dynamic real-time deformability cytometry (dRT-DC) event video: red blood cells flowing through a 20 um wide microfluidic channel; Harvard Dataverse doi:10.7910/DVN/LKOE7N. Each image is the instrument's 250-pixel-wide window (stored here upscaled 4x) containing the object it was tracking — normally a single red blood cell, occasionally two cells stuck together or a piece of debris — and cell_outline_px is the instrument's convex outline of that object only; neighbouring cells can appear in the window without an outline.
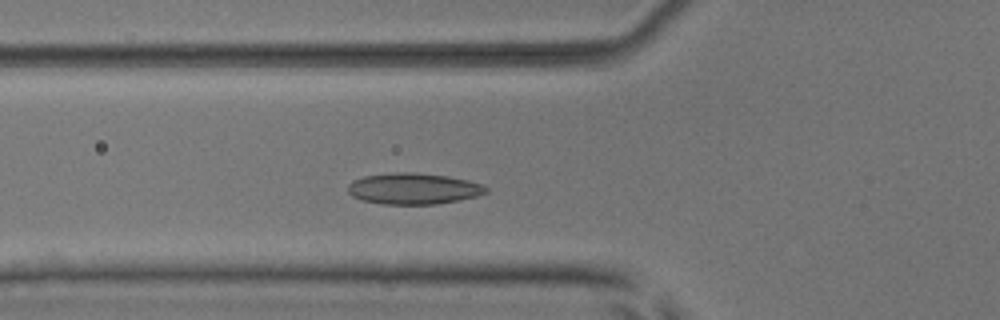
{"species": "common noctule bat (a hibernating species)", "species_latin": "Nyctalus noctula", "temperature_condition": "room temperature", "stored_images_in_passage": 40, "camera_frame_rate_fps": 3000, "um_per_image_px": 0.085, "animal": {"sex": "male", "body_mass_g": 17.9, "forearm_length_mm": 54.2}, "frame": {"image": 1, "passage_image": 6, "time_ms": 1.667, "image_size_px": [1000, 320], "cell_outline_px": [[488, 192], [476, 196], [460, 200], [436, 204], [380, 204], [360, 200], [352, 196], [348, 192], [348, 184], [352, 180], [364, 176], [396, 172], [416, 172], [448, 176], [468, 180], [484, 184], [488, 188]], "centroid_in_image_um": [35.14, 16.03], "position_along_channel_um": 90.7, "area_um2": 25.37}}
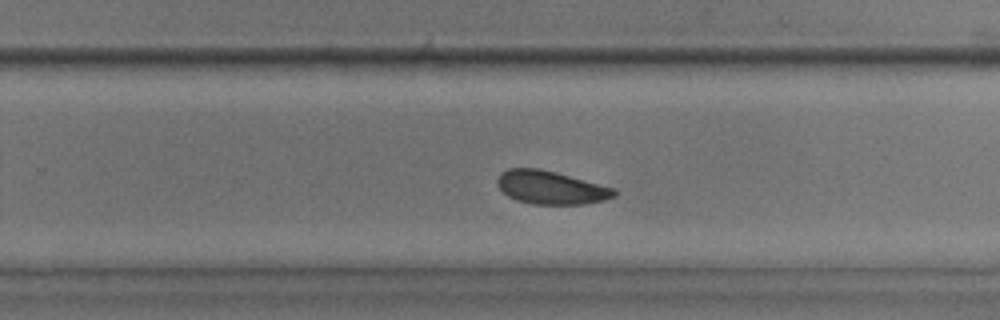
{"frame": {"image": 2, "passage_image": 21, "time_ms": 6.667, "image_size_px": [1000, 320], "cell_outline_px": [[616, 196], [604, 200], [584, 204], [532, 204], [516, 200], [508, 196], [496, 184], [496, 180], [500, 172], [508, 168], [540, 168], [556, 172], [616, 188]], "centroid_in_image_um": [46.81, 15.93], "position_along_channel_um": 283.0, "area_um2": 22.83}}
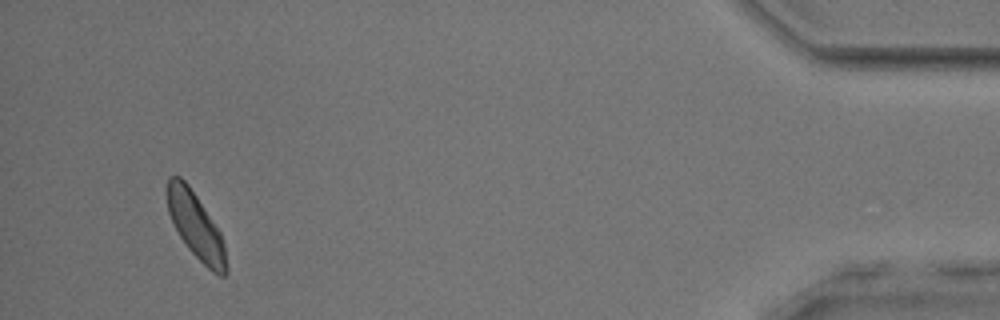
{"frame": {"image": 3, "passage_image": 37, "time_ms": 12.0, "image_size_px": [1000, 320], "cell_outline_px": [[228, 272], [224, 276], [220, 276], [212, 272], [188, 248], [180, 236], [168, 212], [168, 176], [180, 176], [188, 184], [220, 232], [224, 244], [228, 268]], "centroid_in_image_um": [16.67, 19.23], "position_along_channel_um": 418.5, "area_um2": 22.2}, "authors_computed_cell_mechanics": {"area_um2": 23.0044, "velocity_mm_per_s": 3.8627, "shape_relaxation_time_tau1_ms": 2.3626, "shape_relaxation_time_tau2_ms": 3.8322, "deformation_change_tau1": 0.0627, "deformation_change_tau2": 0.0853}}